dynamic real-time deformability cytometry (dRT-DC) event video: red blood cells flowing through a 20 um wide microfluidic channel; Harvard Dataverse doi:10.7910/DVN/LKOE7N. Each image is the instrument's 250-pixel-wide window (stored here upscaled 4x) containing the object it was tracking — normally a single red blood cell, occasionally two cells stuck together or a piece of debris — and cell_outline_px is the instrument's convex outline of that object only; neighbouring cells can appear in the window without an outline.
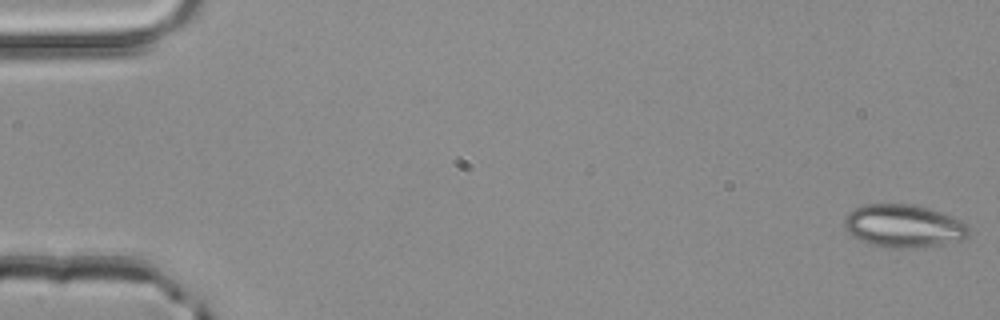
{"species": "common noctule bat (a hibernating species)", "species_latin": "Nyctalus noctula", "temperature_condition": "room temperature", "stored_images_in_passage": 3, "camera_frame_rate_fps": 3000, "um_per_image_px": 0.085, "animal": {"sex": "male", "body_mass_g": 20.4}, "frame": {"image": 1, "passage_image": 1, "time_ms": 0.0, "image_size_px": [1000, 320], "cell_outline_px": [[972, 232], [968, 236], [960, 240], [944, 244], [916, 248], [884, 248], [868, 244], [852, 236], [848, 232], [844, 224], [844, 220], [848, 212], [852, 208], [864, 204], [912, 204], [928, 208], [940, 212], [960, 220], [968, 224]], "centroid_in_image_um": [76.8, 19.22], "position_along_channel_um": 8.2, "area_um2": 31.56}}